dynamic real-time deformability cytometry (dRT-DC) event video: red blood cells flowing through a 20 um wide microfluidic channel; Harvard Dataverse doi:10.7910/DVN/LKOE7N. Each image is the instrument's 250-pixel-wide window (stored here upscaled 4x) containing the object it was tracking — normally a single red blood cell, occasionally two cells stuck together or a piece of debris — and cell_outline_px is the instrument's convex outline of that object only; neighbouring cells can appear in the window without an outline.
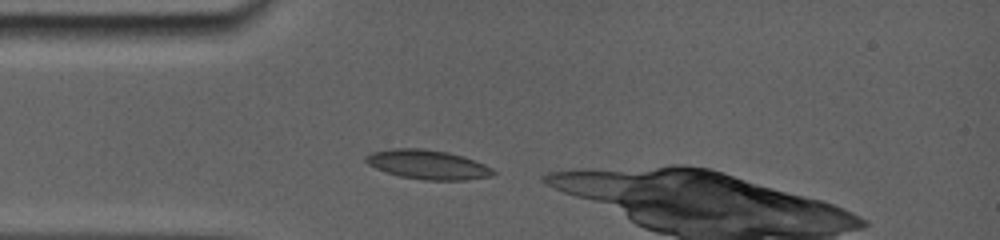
{"species": "common noctule bat (a hibernating species)", "species_latin": "Nyctalus noctula", "temperature_condition": "room temperature", "stored_images_in_passage": 1, "camera_frame_rate_fps": 5000, "um_per_image_px": 0.085, "animal": {"sex": "female", "body_mass_g": 19.0, "forearm_length_mm": 56.7}, "frame": {"image": 1, "passage_image": 1, "time_ms": 0.0, "image_size_px": [1000, 240], "cell_outline_px": [[496, 172], [492, 176], [468, 180], [424, 180], [400, 176], [376, 168], [368, 164], [364, 160], [364, 156], [372, 152], [404, 148], [416, 148], [444, 152], [460, 156], [484, 164], [492, 168]], "centroid_in_image_um": [36.36, 14.01], "position_along_channel_um": 48.6, "area_um2": 21.27}}